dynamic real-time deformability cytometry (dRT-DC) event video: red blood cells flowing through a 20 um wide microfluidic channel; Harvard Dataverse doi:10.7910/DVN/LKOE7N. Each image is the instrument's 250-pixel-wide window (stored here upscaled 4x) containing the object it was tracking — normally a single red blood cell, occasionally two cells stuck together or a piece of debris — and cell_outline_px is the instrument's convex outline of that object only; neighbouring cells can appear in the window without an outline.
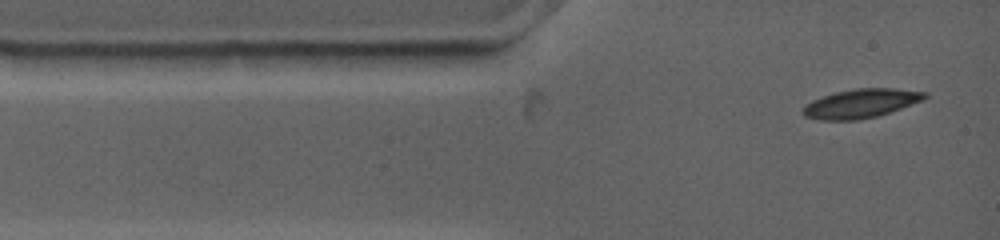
{"species": "common noctule bat (a hibernating species)", "species_latin": "Nyctalus noctula", "temperature_condition": "warm", "stored_images_in_passage": 8, "camera_frame_rate_fps": 4500, "um_per_image_px": 0.085, "animal": {"sex": "female", "body_mass_g": 19.0, "forearm_length_mm": 53.3}, "frame": {"image": 1, "passage_image": 1, "time_ms": 0.0, "image_size_px": [1000, 240], "cell_outline_px": [[928, 96], [924, 100], [876, 116], [856, 120], [820, 120], [804, 116], [800, 112], [812, 100], [836, 92], [856, 88], [892, 88], [928, 92]], "centroid_in_image_um": [73.19, 8.79], "position_along_channel_um": 11.8, "area_um2": 20.35}}
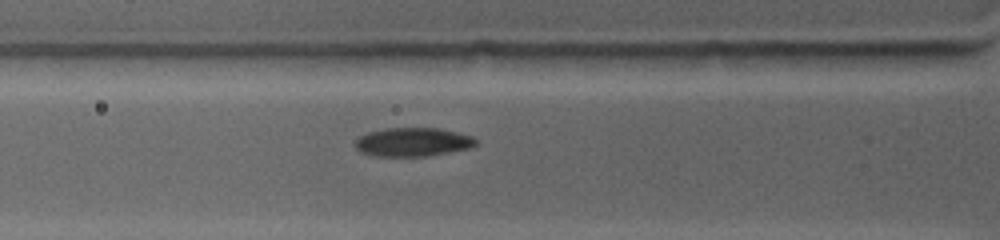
{"frame": {"image": 2, "passage_image": 6, "time_ms": 2.889, "image_size_px": [1000, 240], "cell_outline_px": [[480, 140], [476, 144], [468, 148], [428, 156], [376, 156], [360, 152], [356, 148], [356, 140], [360, 136], [368, 132], [388, 128], [440, 128], [472, 136]], "centroid_in_image_um": [35.11, 12.07], "position_along_channel_um": 90.7, "area_um2": 20.11}}
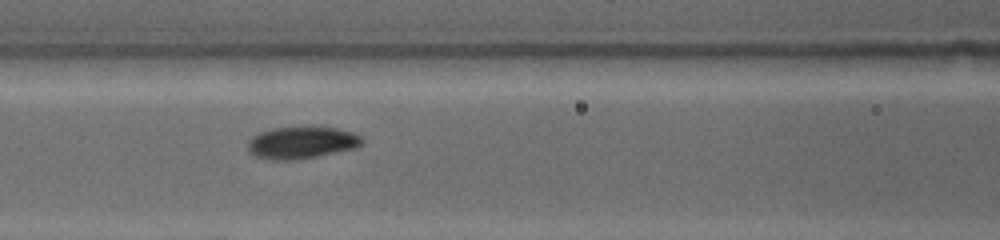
{"frame": {"image": 3, "passage_image": 8, "time_ms": 4.222, "image_size_px": [1000, 240], "cell_outline_px": [[364, 144], [356, 148], [296, 160], [272, 160], [256, 156], [248, 148], [248, 140], [252, 136], [260, 132], [272, 128], [308, 124], [336, 128], [352, 132], [360, 136], [364, 140]], "centroid_in_image_um": [25.67, 12.08], "position_along_channel_um": 140.9, "area_um2": 21.96}}